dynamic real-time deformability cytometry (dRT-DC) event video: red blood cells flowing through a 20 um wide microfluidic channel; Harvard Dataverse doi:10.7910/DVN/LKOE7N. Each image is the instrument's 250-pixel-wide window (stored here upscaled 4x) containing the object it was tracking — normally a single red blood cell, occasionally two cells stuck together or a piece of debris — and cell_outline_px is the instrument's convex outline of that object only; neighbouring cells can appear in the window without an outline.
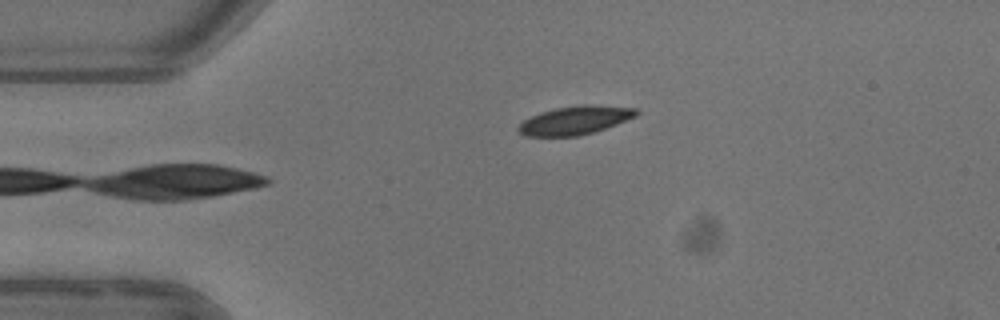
{"species": "common noctule bat (a hibernating species)", "species_latin": "Nyctalus noctula", "temperature_condition": "warm", "stored_images_in_passage": 4, "camera_frame_rate_fps": 3000, "um_per_image_px": 0.085, "animal": {"sex": "female"}, "frame": {"image": 1, "passage_image": 4, "time_ms": 3.333, "image_size_px": [1000, 320], "cell_outline_px": [[640, 112], [636, 116], [616, 124], [580, 136], [524, 136], [516, 128], [524, 120], [532, 116], [556, 108], [580, 104], [588, 104], [636, 108]], "centroid_in_image_um": [48.89, 10.22], "position_along_channel_um": 36.1, "area_um2": 19.36}}